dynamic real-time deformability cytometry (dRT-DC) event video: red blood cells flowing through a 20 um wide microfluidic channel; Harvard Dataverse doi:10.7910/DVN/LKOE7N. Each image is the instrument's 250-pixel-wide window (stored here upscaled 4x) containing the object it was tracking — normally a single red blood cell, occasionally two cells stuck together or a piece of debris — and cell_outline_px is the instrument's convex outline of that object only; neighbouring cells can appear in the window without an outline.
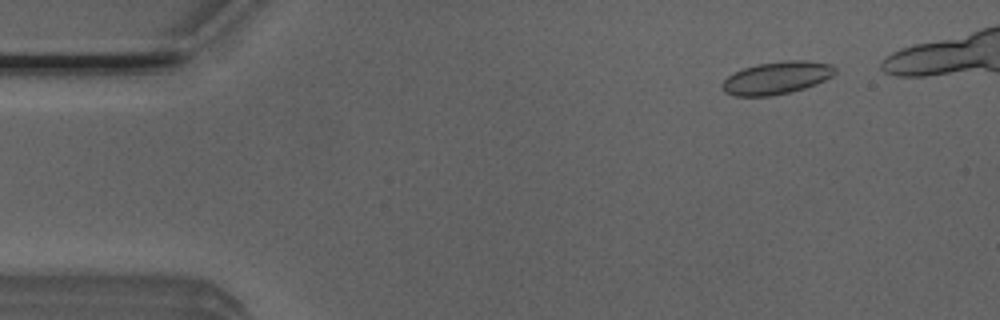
{"species": "Egyptian fruit bat (a non-hibernating species)", "species_latin": "Rousettus aegyptiacus", "temperature_condition": "room temperature", "stored_images_in_passage": 5, "camera_frame_rate_fps": 3000, "um_per_image_px": 0.085, "animal": {"sex": "male"}, "frame": {"image": 1, "passage_image": 2, "time_ms": 0.333, "image_size_px": [1000, 320], "cell_outline_px": [[836, 72], [832, 76], [816, 84], [804, 88], [772, 96], [736, 96], [724, 92], [720, 88], [720, 84], [728, 76], [744, 68], [756, 64], [784, 60], [808, 60], [832, 64], [836, 68]], "centroid_in_image_um": [66.01, 6.61], "position_along_channel_um": 19.0, "area_um2": 21.56}}